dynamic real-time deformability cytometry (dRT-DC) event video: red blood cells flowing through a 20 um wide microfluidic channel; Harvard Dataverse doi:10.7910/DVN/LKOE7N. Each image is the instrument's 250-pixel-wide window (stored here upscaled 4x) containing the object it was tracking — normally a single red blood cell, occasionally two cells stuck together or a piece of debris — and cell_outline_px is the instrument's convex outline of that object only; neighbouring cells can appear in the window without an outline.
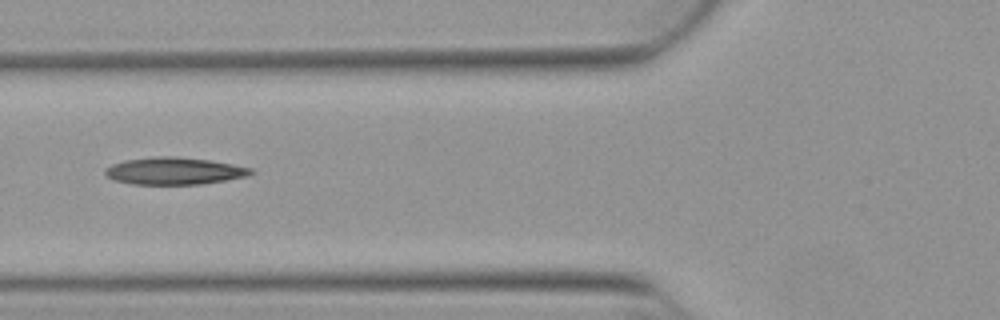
{"species": "Egyptian fruit bat (a non-hibernating species)", "species_latin": "Rousettus aegyptiacus", "temperature_condition": "warm", "stored_images_in_passage": 18, "camera_frame_rate_fps": 3000, "um_per_image_px": 0.085, "animal": {"sex": "female"}, "frame": {"image": 1, "passage_image": 6, "time_ms": 1.667, "image_size_px": [1000, 320], "cell_outline_px": [[256, 172], [248, 176], [200, 184], [132, 184], [116, 180], [108, 176], [104, 172], [104, 168], [112, 164], [124, 160], [152, 156], [176, 156], [212, 160], [252, 168]], "centroid_in_image_um": [14.82, 14.51], "position_along_channel_um": 111.0, "area_um2": 23.18}}
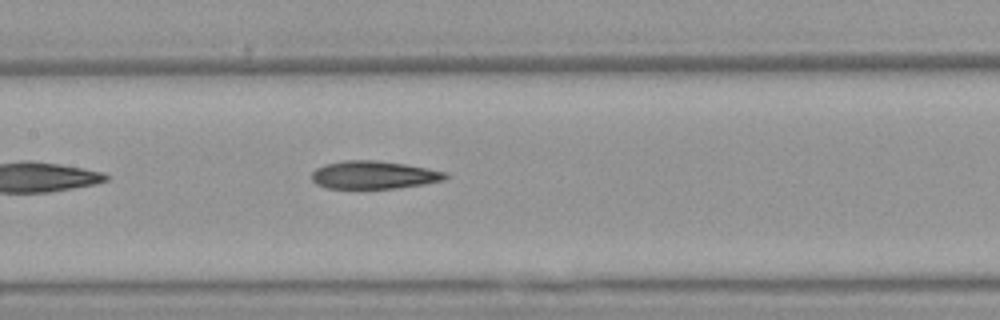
{"frame": {"image": 2, "passage_image": 11, "time_ms": 3.333, "image_size_px": [1000, 320], "cell_outline_px": [[448, 176], [444, 180], [424, 184], [396, 188], [324, 188], [316, 184], [312, 180], [312, 172], [316, 168], [324, 164], [344, 160], [376, 160], [404, 164], [428, 168], [448, 172]], "centroid_in_image_um": [31.76, 14.86], "position_along_channel_um": 175.6, "area_um2": 21.85}}